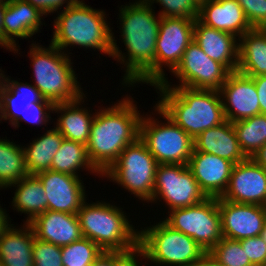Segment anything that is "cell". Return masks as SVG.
Masks as SVG:
<instances>
[{
  "label": "cell",
  "instance_id": "25",
  "mask_svg": "<svg viewBox=\"0 0 266 266\" xmlns=\"http://www.w3.org/2000/svg\"><path fill=\"white\" fill-rule=\"evenodd\" d=\"M193 141L195 151L213 154L234 164L247 159L240 148L233 123L228 120L203 131Z\"/></svg>",
  "mask_w": 266,
  "mask_h": 266
},
{
  "label": "cell",
  "instance_id": "22",
  "mask_svg": "<svg viewBox=\"0 0 266 266\" xmlns=\"http://www.w3.org/2000/svg\"><path fill=\"white\" fill-rule=\"evenodd\" d=\"M4 72L0 68V123L3 119L12 125L18 118H24V111L31 103L51 102L34 85L11 79Z\"/></svg>",
  "mask_w": 266,
  "mask_h": 266
},
{
  "label": "cell",
  "instance_id": "46",
  "mask_svg": "<svg viewBox=\"0 0 266 266\" xmlns=\"http://www.w3.org/2000/svg\"><path fill=\"white\" fill-rule=\"evenodd\" d=\"M195 266H223V265H221L212 256L206 253Z\"/></svg>",
  "mask_w": 266,
  "mask_h": 266
},
{
  "label": "cell",
  "instance_id": "41",
  "mask_svg": "<svg viewBox=\"0 0 266 266\" xmlns=\"http://www.w3.org/2000/svg\"><path fill=\"white\" fill-rule=\"evenodd\" d=\"M33 7H35L40 13L47 17L54 13L60 12L65 8L74 5L78 0H23ZM65 4V5H64ZM59 10V11H58Z\"/></svg>",
  "mask_w": 266,
  "mask_h": 266
},
{
  "label": "cell",
  "instance_id": "47",
  "mask_svg": "<svg viewBox=\"0 0 266 266\" xmlns=\"http://www.w3.org/2000/svg\"><path fill=\"white\" fill-rule=\"evenodd\" d=\"M10 217H0V238L5 231V229L11 224Z\"/></svg>",
  "mask_w": 266,
  "mask_h": 266
},
{
  "label": "cell",
  "instance_id": "20",
  "mask_svg": "<svg viewBox=\"0 0 266 266\" xmlns=\"http://www.w3.org/2000/svg\"><path fill=\"white\" fill-rule=\"evenodd\" d=\"M29 224L35 238L61 247L83 237L77 214L47 210Z\"/></svg>",
  "mask_w": 266,
  "mask_h": 266
},
{
  "label": "cell",
  "instance_id": "39",
  "mask_svg": "<svg viewBox=\"0 0 266 266\" xmlns=\"http://www.w3.org/2000/svg\"><path fill=\"white\" fill-rule=\"evenodd\" d=\"M253 266H263L266 261V241L259 235L239 240Z\"/></svg>",
  "mask_w": 266,
  "mask_h": 266
},
{
  "label": "cell",
  "instance_id": "24",
  "mask_svg": "<svg viewBox=\"0 0 266 266\" xmlns=\"http://www.w3.org/2000/svg\"><path fill=\"white\" fill-rule=\"evenodd\" d=\"M43 14L35 7L23 0H7L4 14V36L16 47L15 54L20 51V39H32L41 32V25H45ZM17 41V43H16Z\"/></svg>",
  "mask_w": 266,
  "mask_h": 266
},
{
  "label": "cell",
  "instance_id": "44",
  "mask_svg": "<svg viewBox=\"0 0 266 266\" xmlns=\"http://www.w3.org/2000/svg\"><path fill=\"white\" fill-rule=\"evenodd\" d=\"M91 266H114V252L103 251Z\"/></svg>",
  "mask_w": 266,
  "mask_h": 266
},
{
  "label": "cell",
  "instance_id": "29",
  "mask_svg": "<svg viewBox=\"0 0 266 266\" xmlns=\"http://www.w3.org/2000/svg\"><path fill=\"white\" fill-rule=\"evenodd\" d=\"M64 137L54 127L47 129L40 137L33 139L28 145L23 146L25 152V163L28 174L36 175L51 169L54 155L60 148Z\"/></svg>",
  "mask_w": 266,
  "mask_h": 266
},
{
  "label": "cell",
  "instance_id": "30",
  "mask_svg": "<svg viewBox=\"0 0 266 266\" xmlns=\"http://www.w3.org/2000/svg\"><path fill=\"white\" fill-rule=\"evenodd\" d=\"M81 169L102 178V175L89 161L86 145L63 139L60 148L53 157L50 170L81 177L79 174Z\"/></svg>",
  "mask_w": 266,
  "mask_h": 266
},
{
  "label": "cell",
  "instance_id": "17",
  "mask_svg": "<svg viewBox=\"0 0 266 266\" xmlns=\"http://www.w3.org/2000/svg\"><path fill=\"white\" fill-rule=\"evenodd\" d=\"M219 93L226 120L233 123L260 114L257 89L251 77L231 72Z\"/></svg>",
  "mask_w": 266,
  "mask_h": 266
},
{
  "label": "cell",
  "instance_id": "27",
  "mask_svg": "<svg viewBox=\"0 0 266 266\" xmlns=\"http://www.w3.org/2000/svg\"><path fill=\"white\" fill-rule=\"evenodd\" d=\"M14 187V197H12V209L27 217L23 223H30L36 216L48 210V200L42 183L36 175L28 174L19 182L9 185Z\"/></svg>",
  "mask_w": 266,
  "mask_h": 266
},
{
  "label": "cell",
  "instance_id": "4",
  "mask_svg": "<svg viewBox=\"0 0 266 266\" xmlns=\"http://www.w3.org/2000/svg\"><path fill=\"white\" fill-rule=\"evenodd\" d=\"M106 11L94 9L84 0H78L57 13L53 20V34L50 43L71 56L68 47L92 49L101 54H112V27ZM72 46V47H71ZM80 47V48H79Z\"/></svg>",
  "mask_w": 266,
  "mask_h": 266
},
{
  "label": "cell",
  "instance_id": "8",
  "mask_svg": "<svg viewBox=\"0 0 266 266\" xmlns=\"http://www.w3.org/2000/svg\"><path fill=\"white\" fill-rule=\"evenodd\" d=\"M153 108V116L142 113L139 138L146 144L158 164L188 165L194 149L193 139L156 104ZM153 113L165 121H159Z\"/></svg>",
  "mask_w": 266,
  "mask_h": 266
},
{
  "label": "cell",
  "instance_id": "13",
  "mask_svg": "<svg viewBox=\"0 0 266 266\" xmlns=\"http://www.w3.org/2000/svg\"><path fill=\"white\" fill-rule=\"evenodd\" d=\"M196 19L161 17L155 52V84L162 82L180 63L183 53L194 40ZM164 67V68H163Z\"/></svg>",
  "mask_w": 266,
  "mask_h": 266
},
{
  "label": "cell",
  "instance_id": "23",
  "mask_svg": "<svg viewBox=\"0 0 266 266\" xmlns=\"http://www.w3.org/2000/svg\"><path fill=\"white\" fill-rule=\"evenodd\" d=\"M86 94L88 93L81 95L75 101L57 103L53 107V114L57 113V118L59 117L56 119L54 127L64 139L85 145L89 140L91 125L95 117V113L92 112L93 109L90 110L89 107L82 105L87 99Z\"/></svg>",
  "mask_w": 266,
  "mask_h": 266
},
{
  "label": "cell",
  "instance_id": "38",
  "mask_svg": "<svg viewBox=\"0 0 266 266\" xmlns=\"http://www.w3.org/2000/svg\"><path fill=\"white\" fill-rule=\"evenodd\" d=\"M252 29H266V0H236Z\"/></svg>",
  "mask_w": 266,
  "mask_h": 266
},
{
  "label": "cell",
  "instance_id": "40",
  "mask_svg": "<svg viewBox=\"0 0 266 266\" xmlns=\"http://www.w3.org/2000/svg\"><path fill=\"white\" fill-rule=\"evenodd\" d=\"M145 259V260H144ZM140 263H139V262ZM142 261H145L143 263ZM145 251L138 245L126 252H114V266H147L150 265Z\"/></svg>",
  "mask_w": 266,
  "mask_h": 266
},
{
  "label": "cell",
  "instance_id": "1",
  "mask_svg": "<svg viewBox=\"0 0 266 266\" xmlns=\"http://www.w3.org/2000/svg\"><path fill=\"white\" fill-rule=\"evenodd\" d=\"M118 19L120 36L125 46L122 53L112 32L111 58L124 68L121 86L134 87L139 84H155L156 39L161 17L145 0H135L121 5ZM125 66V67H124ZM136 84V85H135Z\"/></svg>",
  "mask_w": 266,
  "mask_h": 266
},
{
  "label": "cell",
  "instance_id": "5",
  "mask_svg": "<svg viewBox=\"0 0 266 266\" xmlns=\"http://www.w3.org/2000/svg\"><path fill=\"white\" fill-rule=\"evenodd\" d=\"M126 214L106 200H86L77 213L83 237L106 252H126L139 245V229Z\"/></svg>",
  "mask_w": 266,
  "mask_h": 266
},
{
  "label": "cell",
  "instance_id": "14",
  "mask_svg": "<svg viewBox=\"0 0 266 266\" xmlns=\"http://www.w3.org/2000/svg\"><path fill=\"white\" fill-rule=\"evenodd\" d=\"M234 203L266 205V169L252 158L234 164L228 186L220 197Z\"/></svg>",
  "mask_w": 266,
  "mask_h": 266
},
{
  "label": "cell",
  "instance_id": "48",
  "mask_svg": "<svg viewBox=\"0 0 266 266\" xmlns=\"http://www.w3.org/2000/svg\"><path fill=\"white\" fill-rule=\"evenodd\" d=\"M2 189H5V188L0 187V190H2ZM6 212H7L6 208L5 209L2 208V206L0 204V217H10L9 213H6Z\"/></svg>",
  "mask_w": 266,
  "mask_h": 266
},
{
  "label": "cell",
  "instance_id": "10",
  "mask_svg": "<svg viewBox=\"0 0 266 266\" xmlns=\"http://www.w3.org/2000/svg\"><path fill=\"white\" fill-rule=\"evenodd\" d=\"M163 220L173 229L192 237L207 253L223 238L218 198L166 212Z\"/></svg>",
  "mask_w": 266,
  "mask_h": 266
},
{
  "label": "cell",
  "instance_id": "28",
  "mask_svg": "<svg viewBox=\"0 0 266 266\" xmlns=\"http://www.w3.org/2000/svg\"><path fill=\"white\" fill-rule=\"evenodd\" d=\"M237 71L249 77L266 75V29H252L239 38Z\"/></svg>",
  "mask_w": 266,
  "mask_h": 266
},
{
  "label": "cell",
  "instance_id": "35",
  "mask_svg": "<svg viewBox=\"0 0 266 266\" xmlns=\"http://www.w3.org/2000/svg\"><path fill=\"white\" fill-rule=\"evenodd\" d=\"M151 6L158 3L161 8L157 11L160 17L198 18L199 6L193 0H145Z\"/></svg>",
  "mask_w": 266,
  "mask_h": 266
},
{
  "label": "cell",
  "instance_id": "49",
  "mask_svg": "<svg viewBox=\"0 0 266 266\" xmlns=\"http://www.w3.org/2000/svg\"><path fill=\"white\" fill-rule=\"evenodd\" d=\"M198 6L205 3L207 0H193Z\"/></svg>",
  "mask_w": 266,
  "mask_h": 266
},
{
  "label": "cell",
  "instance_id": "19",
  "mask_svg": "<svg viewBox=\"0 0 266 266\" xmlns=\"http://www.w3.org/2000/svg\"><path fill=\"white\" fill-rule=\"evenodd\" d=\"M197 19L206 26L238 38L252 30L242 7L236 0H207L199 6Z\"/></svg>",
  "mask_w": 266,
  "mask_h": 266
},
{
  "label": "cell",
  "instance_id": "9",
  "mask_svg": "<svg viewBox=\"0 0 266 266\" xmlns=\"http://www.w3.org/2000/svg\"><path fill=\"white\" fill-rule=\"evenodd\" d=\"M158 165L146 144L138 138L120 153L118 160L102 174V178L148 203L153 196Z\"/></svg>",
  "mask_w": 266,
  "mask_h": 266
},
{
  "label": "cell",
  "instance_id": "26",
  "mask_svg": "<svg viewBox=\"0 0 266 266\" xmlns=\"http://www.w3.org/2000/svg\"><path fill=\"white\" fill-rule=\"evenodd\" d=\"M34 232L29 223L18 228L10 224L0 238L1 266H34Z\"/></svg>",
  "mask_w": 266,
  "mask_h": 266
},
{
  "label": "cell",
  "instance_id": "45",
  "mask_svg": "<svg viewBox=\"0 0 266 266\" xmlns=\"http://www.w3.org/2000/svg\"><path fill=\"white\" fill-rule=\"evenodd\" d=\"M252 159L266 169V144L255 153Z\"/></svg>",
  "mask_w": 266,
  "mask_h": 266
},
{
  "label": "cell",
  "instance_id": "37",
  "mask_svg": "<svg viewBox=\"0 0 266 266\" xmlns=\"http://www.w3.org/2000/svg\"><path fill=\"white\" fill-rule=\"evenodd\" d=\"M24 111V118H18L11 127L19 128L20 122L28 123V125H44L47 126L50 124L51 114L53 113L54 104L52 102H34L28 105Z\"/></svg>",
  "mask_w": 266,
  "mask_h": 266
},
{
  "label": "cell",
  "instance_id": "6",
  "mask_svg": "<svg viewBox=\"0 0 266 266\" xmlns=\"http://www.w3.org/2000/svg\"><path fill=\"white\" fill-rule=\"evenodd\" d=\"M30 47L27 53L34 74L33 85L44 99L57 104L75 101L84 94L72 57L51 43L46 48L33 40Z\"/></svg>",
  "mask_w": 266,
  "mask_h": 266
},
{
  "label": "cell",
  "instance_id": "16",
  "mask_svg": "<svg viewBox=\"0 0 266 266\" xmlns=\"http://www.w3.org/2000/svg\"><path fill=\"white\" fill-rule=\"evenodd\" d=\"M48 200V210L77 214L88 200L82 177L53 170L36 174Z\"/></svg>",
  "mask_w": 266,
  "mask_h": 266
},
{
  "label": "cell",
  "instance_id": "15",
  "mask_svg": "<svg viewBox=\"0 0 266 266\" xmlns=\"http://www.w3.org/2000/svg\"><path fill=\"white\" fill-rule=\"evenodd\" d=\"M222 236L242 240L259 236L266 226L265 206L240 204L218 198Z\"/></svg>",
  "mask_w": 266,
  "mask_h": 266
},
{
  "label": "cell",
  "instance_id": "7",
  "mask_svg": "<svg viewBox=\"0 0 266 266\" xmlns=\"http://www.w3.org/2000/svg\"><path fill=\"white\" fill-rule=\"evenodd\" d=\"M143 228L139 230V246L150 266H195L207 253L192 237L173 229L163 219Z\"/></svg>",
  "mask_w": 266,
  "mask_h": 266
},
{
  "label": "cell",
  "instance_id": "11",
  "mask_svg": "<svg viewBox=\"0 0 266 266\" xmlns=\"http://www.w3.org/2000/svg\"><path fill=\"white\" fill-rule=\"evenodd\" d=\"M231 72L221 63L208 57L199 45L193 40L185 52L180 63L171 72L179 80L178 83L168 81L152 87H189L194 89L220 90Z\"/></svg>",
  "mask_w": 266,
  "mask_h": 266
},
{
  "label": "cell",
  "instance_id": "43",
  "mask_svg": "<svg viewBox=\"0 0 266 266\" xmlns=\"http://www.w3.org/2000/svg\"><path fill=\"white\" fill-rule=\"evenodd\" d=\"M6 5L7 0H0V48H6V51L13 52L16 47L4 36V14Z\"/></svg>",
  "mask_w": 266,
  "mask_h": 266
},
{
  "label": "cell",
  "instance_id": "33",
  "mask_svg": "<svg viewBox=\"0 0 266 266\" xmlns=\"http://www.w3.org/2000/svg\"><path fill=\"white\" fill-rule=\"evenodd\" d=\"M103 250L93 241L82 237L69 245L62 246L63 266H91Z\"/></svg>",
  "mask_w": 266,
  "mask_h": 266
},
{
  "label": "cell",
  "instance_id": "34",
  "mask_svg": "<svg viewBox=\"0 0 266 266\" xmlns=\"http://www.w3.org/2000/svg\"><path fill=\"white\" fill-rule=\"evenodd\" d=\"M208 254L223 266H253L239 240L223 237Z\"/></svg>",
  "mask_w": 266,
  "mask_h": 266
},
{
  "label": "cell",
  "instance_id": "3",
  "mask_svg": "<svg viewBox=\"0 0 266 266\" xmlns=\"http://www.w3.org/2000/svg\"><path fill=\"white\" fill-rule=\"evenodd\" d=\"M154 89L159 96L156 105L193 140L226 121L219 90L182 86Z\"/></svg>",
  "mask_w": 266,
  "mask_h": 266
},
{
  "label": "cell",
  "instance_id": "50",
  "mask_svg": "<svg viewBox=\"0 0 266 266\" xmlns=\"http://www.w3.org/2000/svg\"><path fill=\"white\" fill-rule=\"evenodd\" d=\"M266 241V226L264 227L263 231L260 234Z\"/></svg>",
  "mask_w": 266,
  "mask_h": 266
},
{
  "label": "cell",
  "instance_id": "42",
  "mask_svg": "<svg viewBox=\"0 0 266 266\" xmlns=\"http://www.w3.org/2000/svg\"><path fill=\"white\" fill-rule=\"evenodd\" d=\"M254 80L257 89L260 114H266V75L251 77Z\"/></svg>",
  "mask_w": 266,
  "mask_h": 266
},
{
  "label": "cell",
  "instance_id": "18",
  "mask_svg": "<svg viewBox=\"0 0 266 266\" xmlns=\"http://www.w3.org/2000/svg\"><path fill=\"white\" fill-rule=\"evenodd\" d=\"M234 163L222 157L195 151L188 162V167L207 197L219 198L225 192Z\"/></svg>",
  "mask_w": 266,
  "mask_h": 266
},
{
  "label": "cell",
  "instance_id": "21",
  "mask_svg": "<svg viewBox=\"0 0 266 266\" xmlns=\"http://www.w3.org/2000/svg\"><path fill=\"white\" fill-rule=\"evenodd\" d=\"M194 41L211 59L223 64L230 72L237 71L239 61V38L202 24L194 23Z\"/></svg>",
  "mask_w": 266,
  "mask_h": 266
},
{
  "label": "cell",
  "instance_id": "36",
  "mask_svg": "<svg viewBox=\"0 0 266 266\" xmlns=\"http://www.w3.org/2000/svg\"><path fill=\"white\" fill-rule=\"evenodd\" d=\"M62 247L34 238L33 262L34 266H63Z\"/></svg>",
  "mask_w": 266,
  "mask_h": 266
},
{
  "label": "cell",
  "instance_id": "2",
  "mask_svg": "<svg viewBox=\"0 0 266 266\" xmlns=\"http://www.w3.org/2000/svg\"><path fill=\"white\" fill-rule=\"evenodd\" d=\"M122 98L114 105H107V108L101 105L95 110L86 148L89 161L101 175L140 136L142 114L135 104L136 100L128 94Z\"/></svg>",
  "mask_w": 266,
  "mask_h": 266
},
{
  "label": "cell",
  "instance_id": "12",
  "mask_svg": "<svg viewBox=\"0 0 266 266\" xmlns=\"http://www.w3.org/2000/svg\"><path fill=\"white\" fill-rule=\"evenodd\" d=\"M208 198L201 190L188 165L159 164L149 203L163 202L169 210L196 205Z\"/></svg>",
  "mask_w": 266,
  "mask_h": 266
},
{
  "label": "cell",
  "instance_id": "32",
  "mask_svg": "<svg viewBox=\"0 0 266 266\" xmlns=\"http://www.w3.org/2000/svg\"><path fill=\"white\" fill-rule=\"evenodd\" d=\"M240 148L247 158L266 144V114L233 122Z\"/></svg>",
  "mask_w": 266,
  "mask_h": 266
},
{
  "label": "cell",
  "instance_id": "31",
  "mask_svg": "<svg viewBox=\"0 0 266 266\" xmlns=\"http://www.w3.org/2000/svg\"><path fill=\"white\" fill-rule=\"evenodd\" d=\"M5 138L0 137V187L7 189L26 177L28 171L23 146Z\"/></svg>",
  "mask_w": 266,
  "mask_h": 266
}]
</instances>
